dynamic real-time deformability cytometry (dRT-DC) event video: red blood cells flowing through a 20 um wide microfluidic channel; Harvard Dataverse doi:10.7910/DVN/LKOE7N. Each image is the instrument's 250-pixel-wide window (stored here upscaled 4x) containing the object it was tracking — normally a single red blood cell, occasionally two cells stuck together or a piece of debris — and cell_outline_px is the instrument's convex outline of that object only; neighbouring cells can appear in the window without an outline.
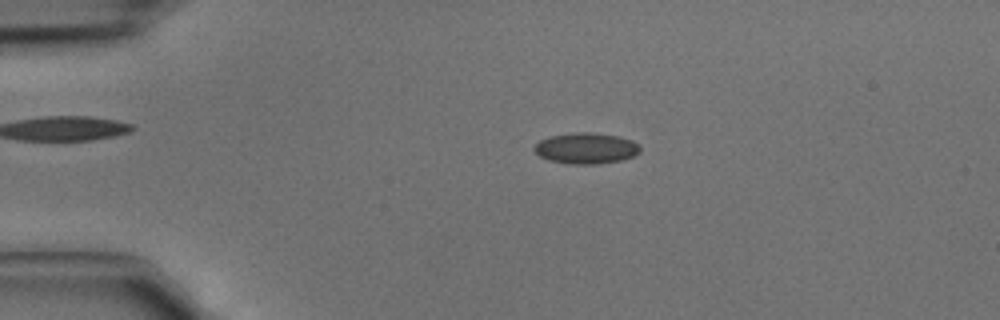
{"species": "common noctule bat (a hibernating species)", "species_latin": "Nyctalus noctula", "temperature_condition": "cold", "stored_images_in_passage": 3, "camera_frame_rate_fps": 3000, "um_per_image_px": 0.085, "animal": {"sex": "male", "body_mass_g": 15.6}, "frame": {"image": 1, "passage_image": 2, "time_ms": 0.333, "image_size_px": [1000, 320], "cell_outline_px": [[640, 152], [632, 156], [620, 160], [596, 164], [568, 164], [548, 160], [540, 156], [532, 148], [540, 140], [548, 136], [576, 132], [592, 132], [620, 136], [632, 140], [640, 148]], "centroid_in_image_um": [49.79, 12.59], "position_along_channel_um": 35.2, "area_um2": 19.13}}